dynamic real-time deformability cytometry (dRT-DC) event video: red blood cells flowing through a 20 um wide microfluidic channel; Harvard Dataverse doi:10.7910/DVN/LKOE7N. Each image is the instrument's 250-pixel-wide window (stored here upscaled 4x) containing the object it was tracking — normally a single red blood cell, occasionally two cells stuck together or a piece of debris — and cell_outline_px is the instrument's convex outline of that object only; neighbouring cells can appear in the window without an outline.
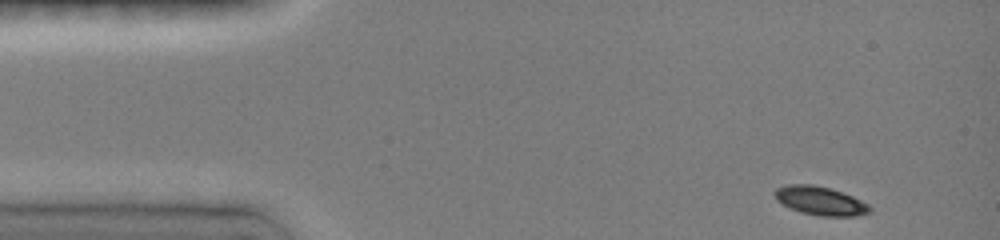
{"species": "common noctule bat (a hibernating species)", "species_latin": "Nyctalus noctula", "temperature_condition": "room temperature", "stored_images_in_passage": 9, "camera_frame_rate_fps": 3000, "um_per_image_px": 0.085, "animal": {"sex": "female", "body_mass_g": 19.0, "forearm_length_mm": 51.5}, "frame": {"image": 1, "passage_image": 1, "time_ms": 0.0, "image_size_px": [1000, 240], "cell_outline_px": [[872, 212], [856, 216], [816, 216], [800, 212], [776, 200], [772, 192], [776, 188], [788, 184], [812, 184], [828, 188], [852, 196], [868, 204], [872, 208]], "centroid_in_image_um": [69.71, 17.07], "position_along_channel_um": 15.3, "area_um2": 15.9}}
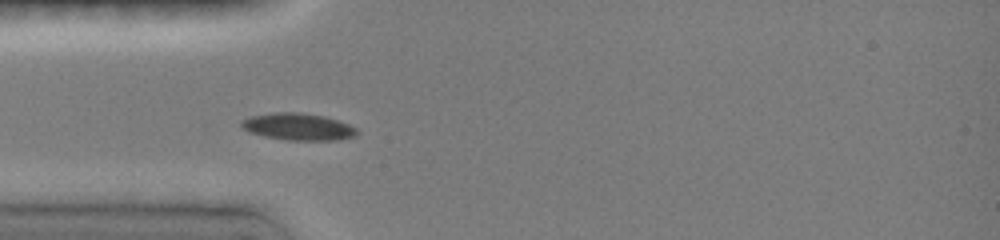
{"frame": {"image": 2, "passage_image": 6, "time_ms": 3.333, "image_size_px": [1000, 240], "cell_outline_px": [[360, 132], [356, 136], [336, 140], [288, 140], [264, 136], [248, 132], [240, 124], [240, 120], [248, 116], [272, 112], [300, 112], [324, 116], [348, 124], [356, 128]], "centroid_in_image_um": [25.31, 10.76], "position_along_channel_um": 59.7, "area_um2": 18.32}}
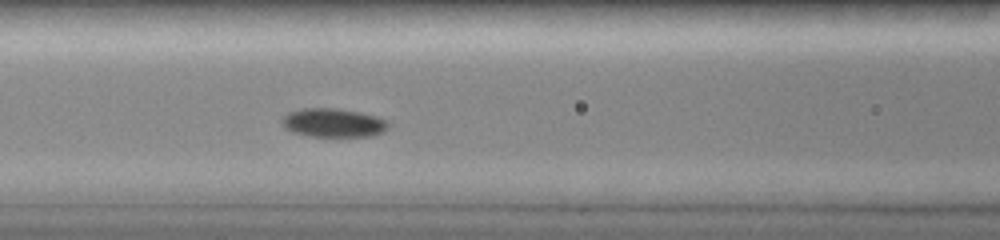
{"frame": {"image": 3, "passage_image": 9, "time_ms": 5.333, "image_size_px": [1000, 240], "cell_outline_px": [[388, 128], [384, 132], [372, 136], [308, 136], [292, 132], [284, 128], [280, 120], [280, 116], [288, 112], [304, 108], [332, 108], [360, 112], [376, 116], [388, 120]], "centroid_in_image_um": [28.29, 10.43], "position_along_channel_um": 138.3, "area_um2": 18.03}}